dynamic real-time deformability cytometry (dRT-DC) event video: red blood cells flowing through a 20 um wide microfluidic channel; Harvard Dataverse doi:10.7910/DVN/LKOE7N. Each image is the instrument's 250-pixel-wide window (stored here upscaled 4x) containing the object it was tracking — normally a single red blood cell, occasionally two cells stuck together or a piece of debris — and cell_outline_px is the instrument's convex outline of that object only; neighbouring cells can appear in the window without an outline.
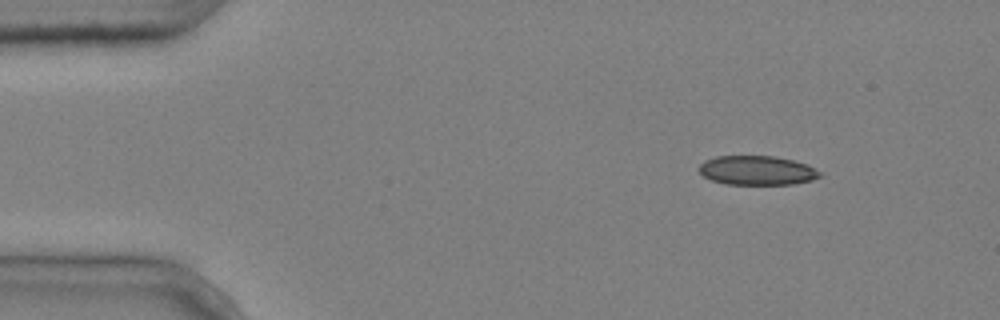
{"species": "common noctule bat (a hibernating species)", "species_latin": "Nyctalus noctula", "temperature_condition": "cold", "stored_images_in_passage": 6, "camera_frame_rate_fps": 3000, "um_per_image_px": 0.085, "animal": {"sex": "male", "body_mass_g": 20.4}, "frame": {"image": 1, "passage_image": 1, "time_ms": 0.0, "image_size_px": [1000, 320], "cell_outline_px": [[824, 176], [812, 180], [792, 184], [728, 184], [712, 180], [704, 176], [700, 172], [700, 164], [704, 160], [716, 156], [776, 156], [808, 164], [824, 172]], "centroid_in_image_um": [64.42, 14.48], "position_along_channel_um": 20.6, "area_um2": 20.75}}
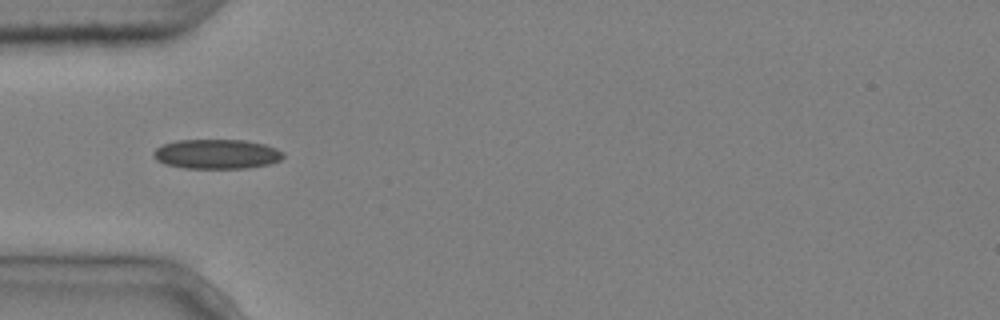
{"frame": {"image": 2, "passage_image": 4, "time_ms": 1.0, "image_size_px": [1000, 320], "cell_outline_px": [[284, 156], [280, 160], [268, 164], [248, 168], [184, 168], [164, 164], [156, 160], [152, 156], [152, 152], [156, 148], [164, 144], [176, 140], [244, 140], [264, 144], [276, 148], [284, 152]], "centroid_in_image_um": [18.4, 13.09], "position_along_channel_um": 66.6, "area_um2": 22.48}}